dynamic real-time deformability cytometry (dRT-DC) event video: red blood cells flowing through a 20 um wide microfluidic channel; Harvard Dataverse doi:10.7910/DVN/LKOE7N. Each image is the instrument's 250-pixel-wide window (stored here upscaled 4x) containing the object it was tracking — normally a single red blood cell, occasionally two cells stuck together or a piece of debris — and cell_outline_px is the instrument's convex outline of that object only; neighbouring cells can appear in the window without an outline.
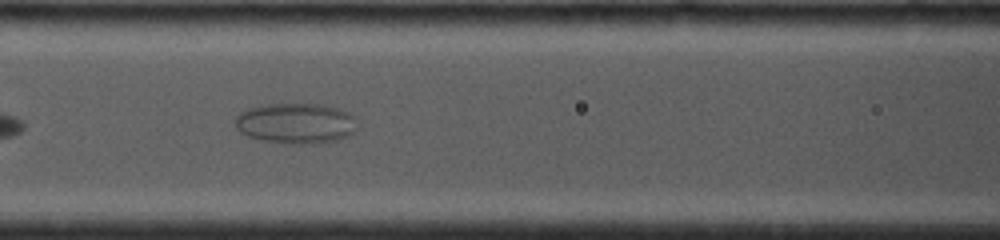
{"species": "common noctule bat (a hibernating species)", "species_latin": "Nyctalus noctula", "temperature_condition": "cold", "stored_images_in_passage": 4, "camera_frame_rate_fps": 4000, "um_per_image_px": 0.085, "animal": {"sex": "female", "body_mass_g": 19.0, "forearm_length_mm": 53.3}, "frame": {"image": 1, "passage_image": 3, "time_ms": 2.25, "image_size_px": [1000, 240], "cell_outline_px": [[352, 132], [348, 136], [336, 140], [304, 144], [292, 144], [264, 140], [248, 136], [240, 132], [236, 128], [236, 116], [240, 112], [248, 108], [268, 104], [324, 104], [348, 112], [352, 116]], "centroid_in_image_um": [25.07, 10.47], "position_along_channel_um": 141.5, "area_um2": 28.26}}